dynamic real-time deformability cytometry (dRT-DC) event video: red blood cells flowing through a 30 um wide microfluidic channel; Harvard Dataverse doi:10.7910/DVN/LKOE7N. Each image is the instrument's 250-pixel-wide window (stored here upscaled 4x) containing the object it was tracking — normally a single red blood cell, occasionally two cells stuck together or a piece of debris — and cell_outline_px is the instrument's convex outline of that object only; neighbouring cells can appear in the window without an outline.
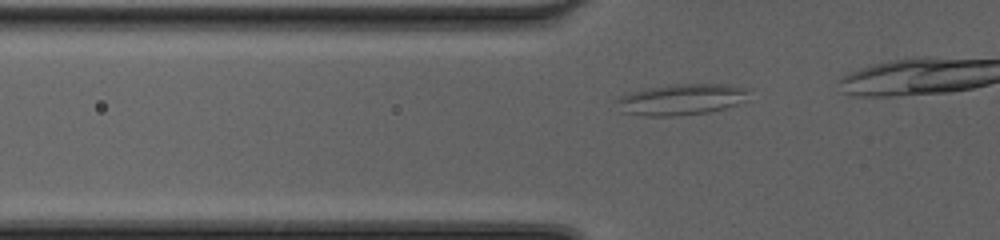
{"species": "common noctule bat (a hibernating species)", "species_latin": "Nyctalus noctula", "temperature_condition": "cold", "stored_images_in_passage": 16, "camera_frame_rate_fps": 3000, "um_per_image_px": 0.085, "animal": {"sex": "female", "body_mass_g": 20.0, "forearm_length_mm": 54.0}, "frame": {"image": 1, "passage_image": 7, "time_ms": 2.0, "image_size_px": [1000, 240], "cell_outline_px": [[752, 88], [736, 104], [724, 108], [708, 112], [676, 116], [644, 116], [620, 112], [612, 100], [620, 96], [632, 92], [648, 88], [672, 84], [728, 84]], "centroid_in_image_um": [57.82, 8.45], "position_along_channel_um": 68.0, "area_um2": 24.04}}
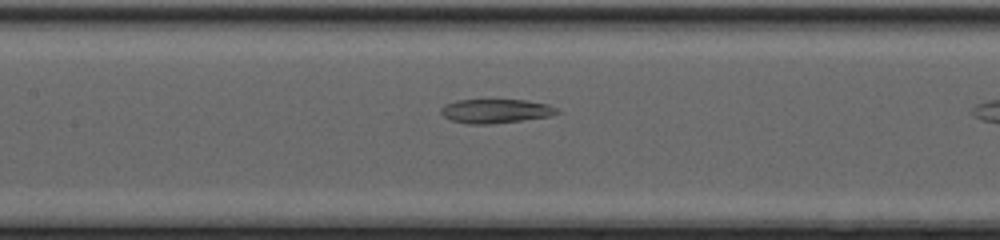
{"frame": {"image": 2, "passage_image": 14, "time_ms": 4.333, "image_size_px": [1000, 240], "cell_outline_px": [[560, 112], [548, 116], [492, 124], [468, 124], [452, 120], [444, 116], [440, 112], [440, 108], [444, 104], [456, 100], [524, 100], [548, 104], [556, 108]], "centroid_in_image_um": [42.08, 9.43], "position_along_channel_um": 165.3, "area_um2": 16.13}}